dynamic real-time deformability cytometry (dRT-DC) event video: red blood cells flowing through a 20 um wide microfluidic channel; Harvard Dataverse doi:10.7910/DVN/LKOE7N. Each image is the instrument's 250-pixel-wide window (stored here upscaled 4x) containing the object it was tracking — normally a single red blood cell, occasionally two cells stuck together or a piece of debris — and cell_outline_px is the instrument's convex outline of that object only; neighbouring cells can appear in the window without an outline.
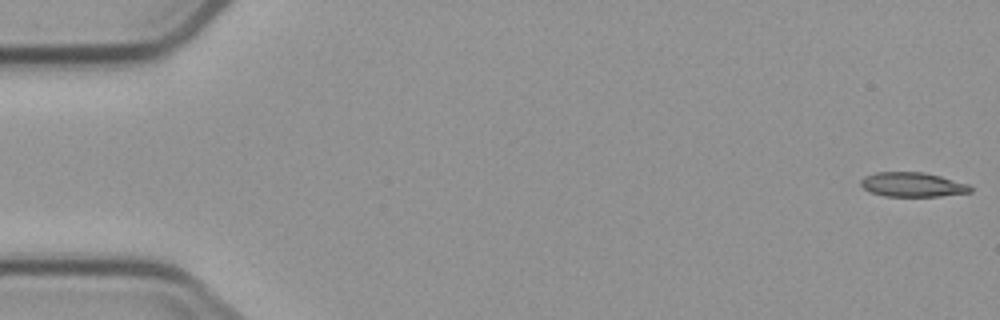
{"species": "common noctule bat (a hibernating species)", "species_latin": "Nyctalus noctula", "temperature_condition": "cold", "stored_images_in_passage": 4, "camera_frame_rate_fps": 3000, "um_per_image_px": 0.085, "animal": {"sex": "male", "body_mass_g": 23.1, "forearm_length_mm": 52.7}, "frame": {"image": 1, "passage_image": 1, "time_ms": 0.0, "image_size_px": [1000, 320], "cell_outline_px": [[972, 192], [940, 196], [884, 196], [872, 192], [864, 188], [860, 184], [860, 180], [864, 176], [876, 172], [924, 172], [940, 176], [968, 184], [972, 188]], "centroid_in_image_um": [77.56, 15.69], "position_along_channel_um": 7.4, "area_um2": 15.55}}
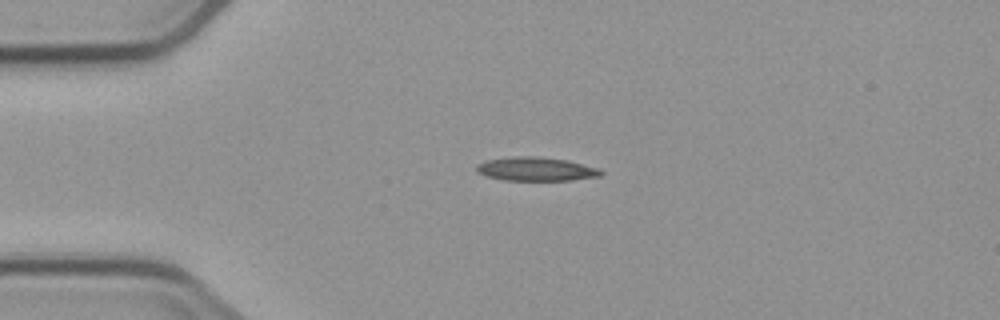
{"frame": {"image": 2, "passage_image": 4, "time_ms": 4.0, "image_size_px": [1000, 320], "cell_outline_px": [[604, 172], [600, 176], [572, 180], [504, 180], [488, 176], [480, 172], [476, 168], [476, 164], [488, 160], [516, 156], [532, 156], [568, 160], [600, 168]], "centroid_in_image_um": [45.63, 14.37], "position_along_channel_um": 39.4, "area_um2": 17.05}}